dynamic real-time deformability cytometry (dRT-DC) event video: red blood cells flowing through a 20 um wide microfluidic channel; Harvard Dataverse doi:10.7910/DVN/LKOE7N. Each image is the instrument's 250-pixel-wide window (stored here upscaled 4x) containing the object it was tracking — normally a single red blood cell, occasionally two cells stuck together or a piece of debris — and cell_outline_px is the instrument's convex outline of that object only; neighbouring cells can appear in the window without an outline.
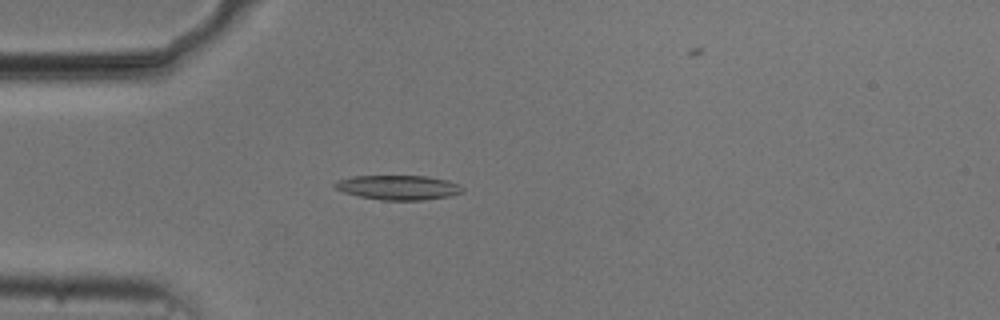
{"species": "common noctule bat (a hibernating species)", "species_latin": "Nyctalus noctula", "temperature_condition": "cold", "stored_images_in_passage": 50, "camera_frame_rate_fps": 3000, "um_per_image_px": 0.085, "animal": {"sex": "male", "body_mass_g": 20.5, "forearm_length_mm": 52.5}, "frame": {"image": 1, "passage_image": 15, "time_ms": 4.667, "image_size_px": [1000, 320], "cell_outline_px": [[464, 192], [452, 196], [424, 200], [380, 200], [360, 196], [344, 192], [336, 188], [332, 184], [336, 180], [352, 176], [428, 176], [448, 180], [460, 184], [464, 188]], "centroid_in_image_um": [33.9, 15.93], "position_along_channel_um": 51.1, "area_um2": 18.5}}
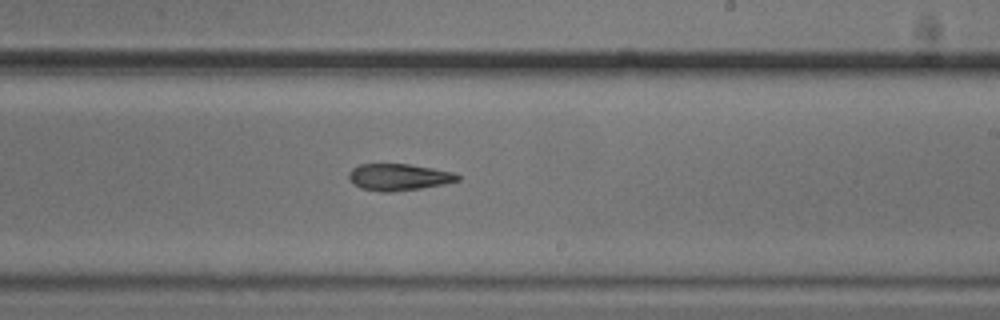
{"frame": {"image": 2, "passage_image": 32, "time_ms": 10.333, "image_size_px": [1000, 320], "cell_outline_px": [[460, 180], [444, 184], [420, 188], [392, 192], [380, 192], [360, 188], [348, 176], [348, 172], [352, 168], [360, 164], [408, 164], [432, 168], [452, 172], [460, 176]], "centroid_in_image_um": [33.88, 15.05], "position_along_channel_um": 255.1, "area_um2": 16.82}}
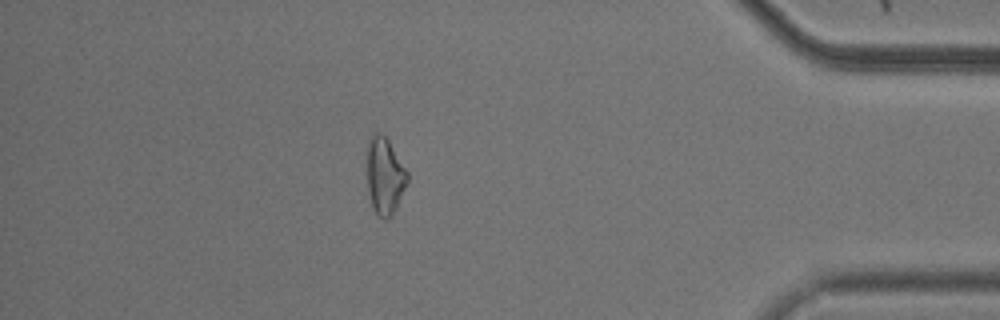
{"frame": {"image": 3, "passage_image": 47, "time_ms": 15.333, "image_size_px": [1000, 320], "cell_outline_px": [[408, 180], [388, 220], [384, 220], [376, 216], [372, 208], [368, 192], [364, 168], [364, 152], [368, 140], [372, 132], [380, 132], [388, 140], [408, 172]], "centroid_in_image_um": [32.6, 14.89], "position_along_channel_um": 402.6, "area_um2": 18.79}}